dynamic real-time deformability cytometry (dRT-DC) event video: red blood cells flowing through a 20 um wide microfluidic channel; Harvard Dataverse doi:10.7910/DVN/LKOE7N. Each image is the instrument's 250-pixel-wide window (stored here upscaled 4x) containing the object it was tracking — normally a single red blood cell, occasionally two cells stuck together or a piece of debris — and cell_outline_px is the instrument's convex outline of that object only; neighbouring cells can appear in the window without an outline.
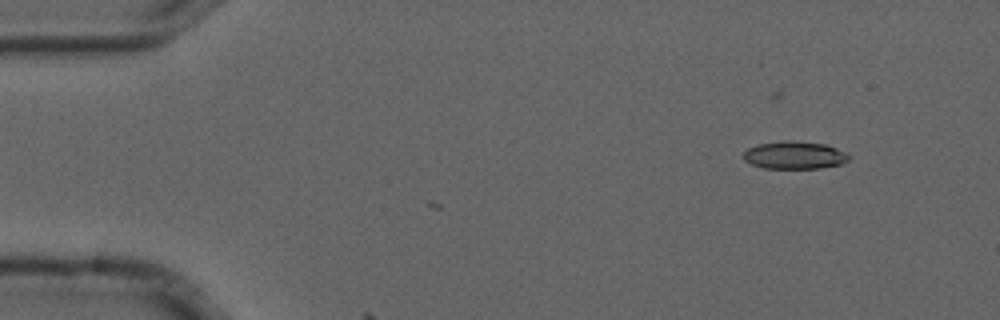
{"species": "common noctule bat (a hibernating species)", "species_latin": "Nyctalus noctula", "temperature_condition": "cold", "stored_images_in_passage": 3, "camera_frame_rate_fps": 3000, "um_per_image_px": 0.085, "animal": {"sex": "male", "forearm_length_mm": 52.5}, "frame": {"image": 1, "passage_image": 3, "time_ms": 0.667, "image_size_px": [1000, 320], "cell_outline_px": [[852, 156], [848, 160], [840, 164], [820, 168], [764, 168], [752, 164], [744, 160], [744, 152], [748, 148], [756, 144], [784, 140], [792, 140], [824, 144], [848, 152]], "centroid_in_image_um": [67.55, 13.18], "position_along_channel_um": 17.4, "area_um2": 17.11}}